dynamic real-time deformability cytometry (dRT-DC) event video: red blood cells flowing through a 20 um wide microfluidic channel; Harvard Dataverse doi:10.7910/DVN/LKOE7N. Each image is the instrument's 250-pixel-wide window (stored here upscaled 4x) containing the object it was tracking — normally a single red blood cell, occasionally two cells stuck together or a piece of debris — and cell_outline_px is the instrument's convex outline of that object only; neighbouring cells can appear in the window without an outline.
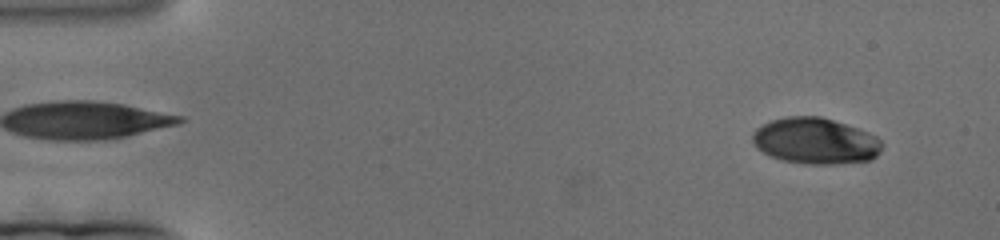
{"species": "human", "species_latin": "Homo sapiens", "temperature_condition": "cold", "stored_images_in_passage": 187, "camera_frame_rate_fps": 3000, "um_per_image_px": 0.085, "donor": {"sex": "female"}, "frame": {"image": 1, "passage_image": 15, "time_ms": 4.667, "image_size_px": [1000, 240], "cell_outline_px": [[880, 152], [872, 160], [836, 164], [804, 164], [780, 160], [756, 148], [752, 140], [752, 132], [756, 128], [772, 120], [788, 116], [820, 116], [868, 132], [876, 136], [880, 140]], "centroid_in_image_um": [69.28, 11.99], "position_along_channel_um": 15.7, "area_um2": 34.74}}
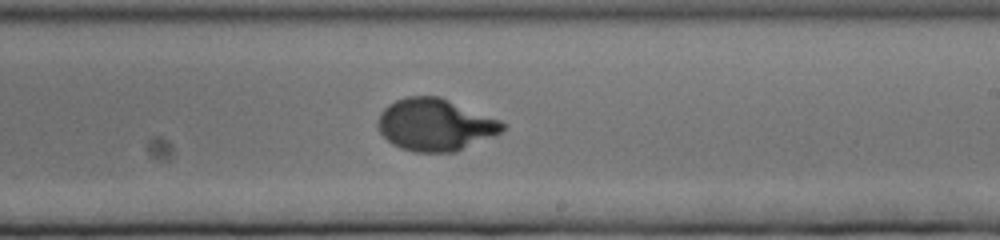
{"frame": {"image": 2, "passage_image": 112, "time_ms": 37.0, "image_size_px": [1000, 240], "cell_outline_px": [[508, 124], [496, 136], [456, 152], [412, 152], [400, 148], [392, 144], [380, 132], [376, 124], [376, 120], [380, 112], [388, 104], [396, 100], [408, 96], [440, 96], [500, 120]], "centroid_in_image_um": [36.99, 10.61], "position_along_channel_um": 252.0, "area_um2": 38.26}}
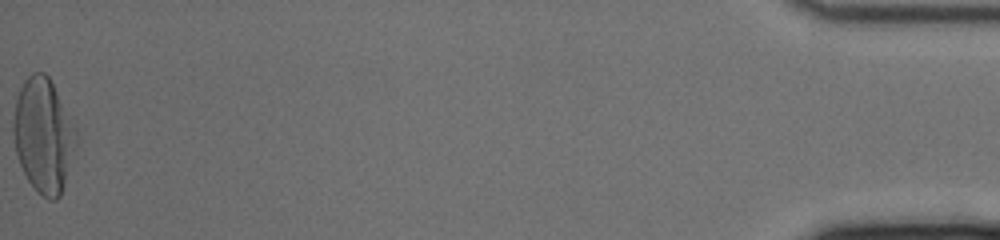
{"frame": {"image": 3, "passage_image": 187, "time_ms": 62.0, "image_size_px": [1000, 240], "cell_outline_px": [[80, 140], [60, 196], [56, 200], [48, 200], [28, 180], [20, 164], [16, 152], [12, 132], [12, 116], [16, 100], [20, 88], [24, 80], [32, 72], [44, 72], [48, 76], [76, 128]], "centroid_in_image_um": [3.71, 11.5], "position_along_channel_um": 431.5, "area_um2": 42.08}}